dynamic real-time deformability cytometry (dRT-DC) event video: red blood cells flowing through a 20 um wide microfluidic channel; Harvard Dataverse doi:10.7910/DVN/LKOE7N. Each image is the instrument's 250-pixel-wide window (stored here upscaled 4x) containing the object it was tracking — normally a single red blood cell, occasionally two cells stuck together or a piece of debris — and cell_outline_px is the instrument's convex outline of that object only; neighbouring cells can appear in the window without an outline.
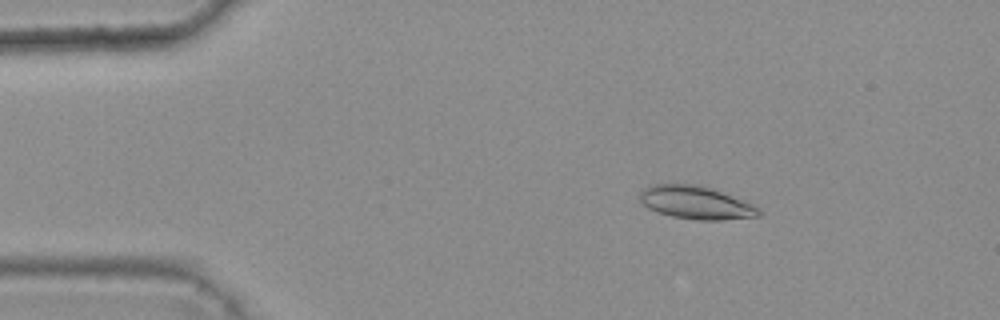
{"species": "common noctule bat (a hibernating species)", "species_latin": "Nyctalus noctula", "temperature_condition": "warm", "stored_images_in_passage": 4, "camera_frame_rate_fps": 3000, "um_per_image_px": 0.085, "animal": {"sex": "female", "body_mass_g": 25.1}, "frame": {"image": 1, "passage_image": 2, "time_ms": 0.333, "image_size_px": [1000, 320], "cell_outline_px": [[760, 216], [724, 220], [696, 220], [672, 216], [656, 212], [640, 204], [640, 192], [644, 188], [652, 184], [696, 184], [712, 188], [756, 204], [760, 208]], "centroid_in_image_um": [59.17, 17.22], "position_along_channel_um": 25.8, "area_um2": 23.29}}